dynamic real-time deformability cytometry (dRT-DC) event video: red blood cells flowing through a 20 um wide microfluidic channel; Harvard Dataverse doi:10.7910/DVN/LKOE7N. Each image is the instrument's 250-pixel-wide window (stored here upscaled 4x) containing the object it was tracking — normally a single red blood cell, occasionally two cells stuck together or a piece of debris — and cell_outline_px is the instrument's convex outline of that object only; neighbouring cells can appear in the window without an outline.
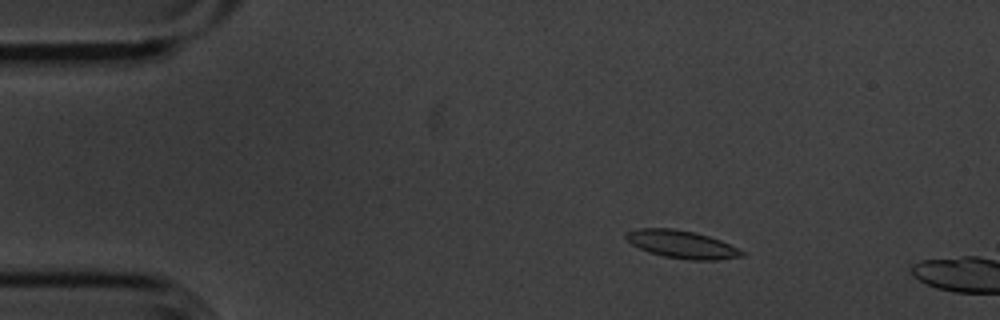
{"species": "common noctule bat (a hibernating species)", "species_latin": "Nyctalus noctula", "temperature_condition": "cold", "stored_images_in_passage": 10, "camera_frame_rate_fps": 3000, "um_per_image_px": 0.085, "animal": {"sex": "male", "body_mass_g": 20.1, "forearm_length_mm": 53.5}, "frame": {"image": 1, "passage_image": 6, "time_ms": 1.667, "image_size_px": [1000, 320], "cell_outline_px": [[744, 256], [716, 260], [688, 260], [664, 256], [648, 252], [632, 244], [624, 236], [628, 232], [640, 228], [672, 228], [696, 232], [720, 240], [744, 252]], "centroid_in_image_um": [57.95, 20.77], "position_along_channel_um": 27.0, "area_um2": 18.55}}